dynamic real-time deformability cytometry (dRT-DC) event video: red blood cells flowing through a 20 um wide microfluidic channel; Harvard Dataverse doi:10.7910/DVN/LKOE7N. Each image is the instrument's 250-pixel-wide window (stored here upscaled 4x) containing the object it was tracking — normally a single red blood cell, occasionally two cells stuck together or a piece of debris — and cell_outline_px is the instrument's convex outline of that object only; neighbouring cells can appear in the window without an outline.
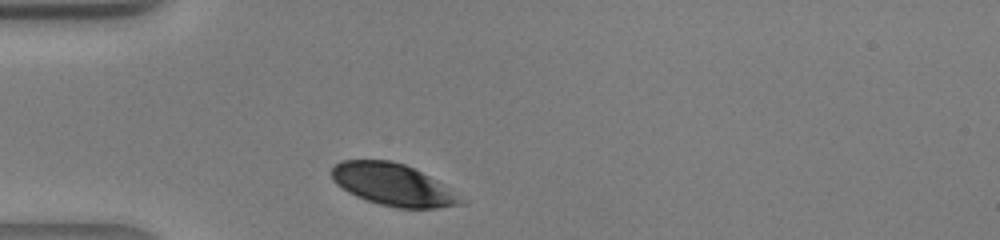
{"species": "human", "species_latin": "Homo sapiens", "temperature_condition": "warm", "stored_images_in_passage": 23, "camera_frame_rate_fps": 3000, "um_per_image_px": 0.085, "donor": {"sex": "male"}, "frame": {"image": 1, "passage_image": 1, "time_ms": 0.0, "image_size_px": [1000, 240], "cell_outline_px": [[460, 204], [436, 208], [400, 208], [380, 204], [356, 196], [348, 192], [336, 184], [332, 180], [332, 168], [340, 160], [388, 160], [404, 164], [428, 176], [460, 200]], "centroid_in_image_um": [33.24, 15.68], "position_along_channel_um": 51.8, "area_um2": 30.4}}
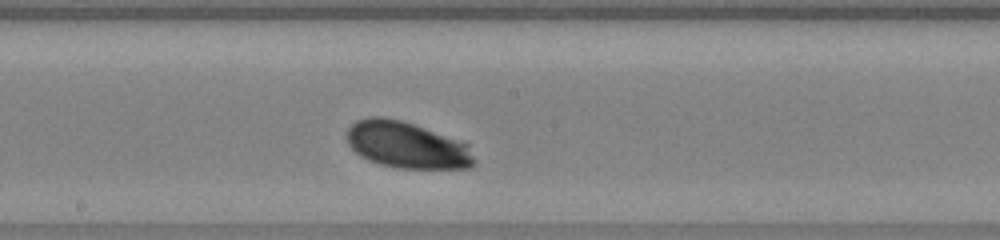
{"frame": {"image": 2, "passage_image": 12, "time_ms": 3.667, "image_size_px": [1000, 240], "cell_outline_px": [[476, 164], [468, 168], [396, 168], [380, 164], [368, 160], [360, 156], [348, 144], [348, 128], [356, 120], [368, 116], [380, 116], [400, 120], [412, 124], [468, 144], [476, 160]], "centroid_in_image_um": [34.57, 12.34], "position_along_channel_um": 213.6, "area_um2": 34.28}}
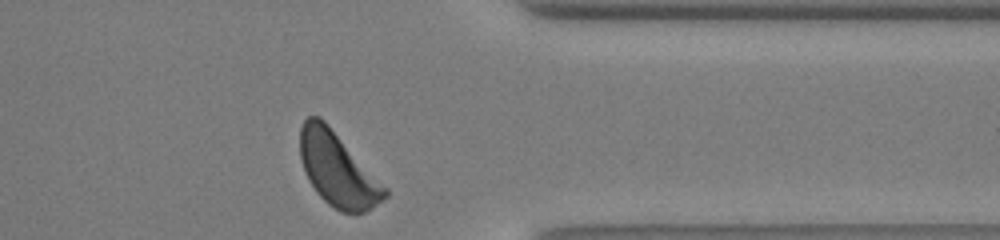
{"frame": {"image": 3, "passage_image": 23, "time_ms": 7.333, "image_size_px": [1000, 240], "cell_outline_px": [[388, 196], [372, 208], [364, 212], [340, 212], [328, 204], [316, 192], [308, 180], [300, 156], [300, 128], [304, 120], [308, 116], [320, 116], [328, 124], [388, 188]], "centroid_in_image_um": [28.71, 14.4], "position_along_channel_um": 382.7, "area_um2": 36.3}}